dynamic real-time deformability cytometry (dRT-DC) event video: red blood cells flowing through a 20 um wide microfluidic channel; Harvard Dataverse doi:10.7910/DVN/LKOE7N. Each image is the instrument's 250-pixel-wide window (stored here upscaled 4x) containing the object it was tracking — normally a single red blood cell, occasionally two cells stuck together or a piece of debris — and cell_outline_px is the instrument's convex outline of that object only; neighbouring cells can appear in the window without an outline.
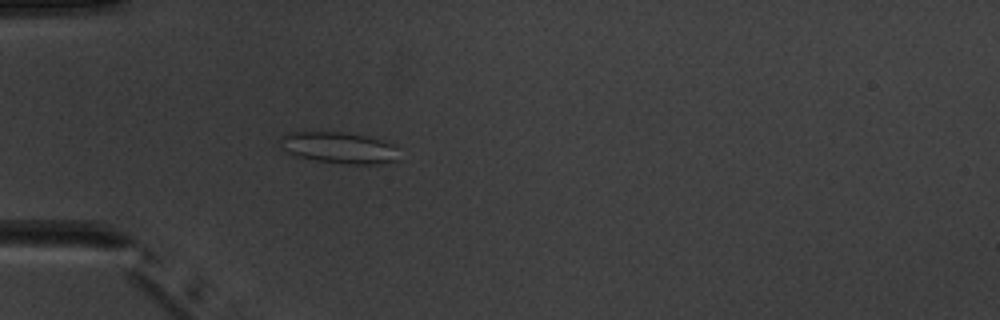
{"species": "common noctule bat (a hibernating species)", "species_latin": "Nyctalus noctula", "temperature_condition": "warm", "stored_images_in_passage": 3, "camera_frame_rate_fps": 3000, "um_per_image_px": 0.085, "animal": {"sex": "male", "body_mass_g": 20.1, "forearm_length_mm": 53.5}, "frame": {"image": 1, "passage_image": 3, "time_ms": 3.333, "image_size_px": [1000, 320], "cell_outline_px": [[400, 160], [380, 164], [348, 164], [316, 160], [296, 156], [280, 148], [280, 136], [288, 132], [304, 128], [340, 132], [364, 136], [396, 144]], "centroid_in_image_um": [28.75, 12.52], "position_along_channel_um": 56.2, "area_um2": 22.6}}